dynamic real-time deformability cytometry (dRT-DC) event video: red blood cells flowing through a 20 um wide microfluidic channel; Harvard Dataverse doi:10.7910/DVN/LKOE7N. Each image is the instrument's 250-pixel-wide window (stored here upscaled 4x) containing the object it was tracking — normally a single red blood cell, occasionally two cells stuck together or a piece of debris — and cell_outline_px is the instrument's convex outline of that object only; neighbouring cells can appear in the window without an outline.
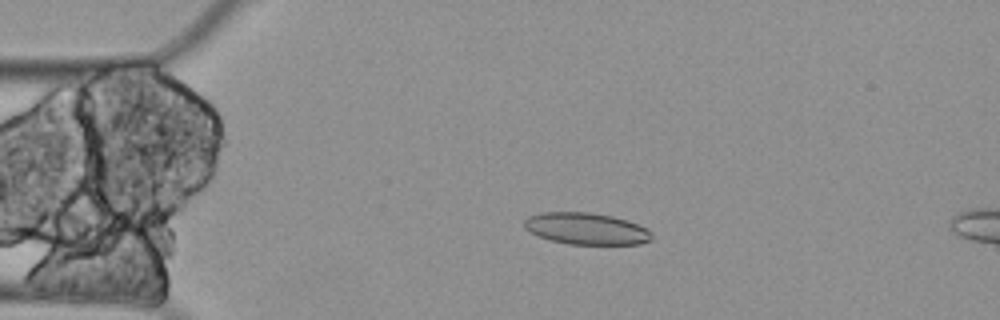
{"species": "Egyptian fruit bat (a non-hibernating species)", "species_latin": "Rousettus aegyptiacus", "temperature_condition": "cold", "stored_images_in_passage": 5, "camera_frame_rate_fps": 3000, "um_per_image_px": 0.085, "animal": {"sex": "female"}, "frame": {"image": 1, "passage_image": 4, "time_ms": 1.0, "image_size_px": [1000, 320], "cell_outline_px": [[652, 240], [640, 244], [568, 244], [552, 240], [540, 236], [524, 228], [524, 220], [528, 216], [540, 212], [588, 212], [612, 216], [628, 220], [640, 224], [648, 228], [652, 232]], "centroid_in_image_um": [49.88, 19.43], "position_along_channel_um": 35.1, "area_um2": 23.7}}